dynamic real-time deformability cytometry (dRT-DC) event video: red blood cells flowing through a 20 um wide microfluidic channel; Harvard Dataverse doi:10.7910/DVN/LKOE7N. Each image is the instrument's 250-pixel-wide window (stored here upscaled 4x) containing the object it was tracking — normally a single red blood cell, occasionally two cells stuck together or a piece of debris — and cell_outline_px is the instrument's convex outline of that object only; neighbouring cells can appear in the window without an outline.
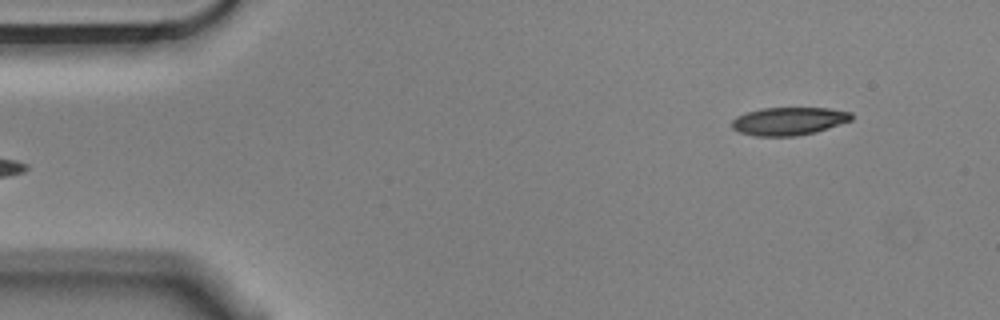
{"species": "Egyptian fruit bat (a non-hibernating species)", "species_latin": "Rousettus aegyptiacus", "temperature_condition": "cold", "stored_images_in_passage": 4, "segment_of_instrument_passage": [2, 2], "camera_frame_rate_fps": 3000, "um_per_image_px": 0.085, "animal": {"sex": "male"}, "frame": {"image": 1, "passage_image": 4, "time_ms": 1.0, "image_size_px": [1000, 320], "cell_outline_px": [[852, 120], [816, 132], [796, 136], [752, 136], [740, 132], [732, 128], [732, 120], [736, 116], [760, 108], [828, 108], [852, 112]], "centroid_in_image_um": [67.04, 10.3], "position_along_channel_um": 18.0, "area_um2": 19.54}}